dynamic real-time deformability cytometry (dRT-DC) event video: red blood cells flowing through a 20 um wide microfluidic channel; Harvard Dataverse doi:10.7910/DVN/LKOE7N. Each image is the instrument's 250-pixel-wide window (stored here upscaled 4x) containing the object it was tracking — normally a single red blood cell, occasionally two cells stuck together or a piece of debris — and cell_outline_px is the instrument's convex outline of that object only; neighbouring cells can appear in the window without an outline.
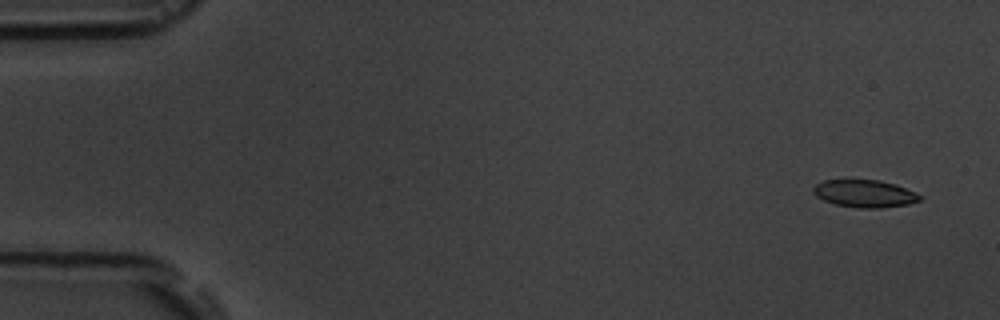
{"species": "common noctule bat (a hibernating species)", "species_latin": "Nyctalus noctula", "temperature_condition": "room temperature", "stored_images_in_passage": 5, "camera_frame_rate_fps": 3000, "um_per_image_px": 0.085, "animal": {"sex": "male", "body_mass_g": 19.5, "forearm_length_mm": 54.6}, "frame": {"image": 1, "passage_image": 1, "time_ms": 0.0, "image_size_px": [1000, 320], "cell_outline_px": [[920, 200], [908, 204], [880, 208], [856, 208], [836, 204], [824, 200], [816, 196], [812, 192], [812, 188], [816, 184], [824, 180], [880, 180], [896, 184], [916, 192], [920, 196]], "centroid_in_image_um": [73.48, 16.45], "position_along_channel_um": 11.5, "area_um2": 17.05}}
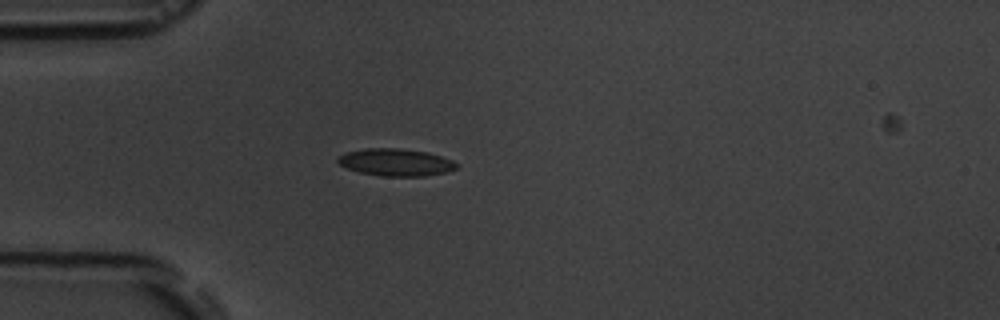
{"frame": {"image": 2, "passage_image": 4, "time_ms": 4.333, "image_size_px": [1000, 320], "cell_outline_px": [[460, 164], [456, 168], [448, 172], [424, 176], [380, 176], [360, 172], [348, 168], [340, 164], [336, 160], [336, 156], [344, 152], [364, 148], [400, 148], [428, 152], [452, 160]], "centroid_in_image_um": [33.63, 13.79], "position_along_channel_um": 51.4, "area_um2": 19.07}}